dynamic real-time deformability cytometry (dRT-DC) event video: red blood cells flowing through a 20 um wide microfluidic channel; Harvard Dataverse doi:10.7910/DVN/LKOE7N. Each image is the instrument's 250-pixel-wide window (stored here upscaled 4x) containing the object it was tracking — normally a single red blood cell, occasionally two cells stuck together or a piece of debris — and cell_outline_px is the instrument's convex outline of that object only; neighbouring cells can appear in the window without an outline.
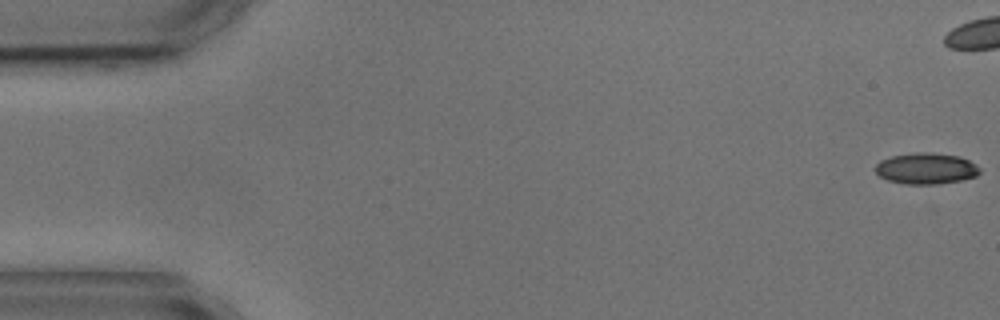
{"species": "common noctule bat (a hibernating species)", "species_latin": "Nyctalus noctula", "temperature_condition": "cold", "stored_images_in_passage": 6, "camera_frame_rate_fps": 3000, "um_per_image_px": 0.085, "animal": {"sex": "male", "body_mass_g": 17.9, "forearm_length_mm": 54.2}, "frame": {"image": 1, "passage_image": 1, "time_ms": 0.0, "image_size_px": [1000, 320], "cell_outline_px": [[980, 172], [976, 176], [960, 180], [936, 184], [904, 184], [888, 180], [880, 176], [872, 168], [880, 160], [892, 156], [916, 152], [932, 152], [960, 156], [976, 164], [980, 168]], "centroid_in_image_um": [78.7, 14.31], "position_along_channel_um": 6.3, "area_um2": 19.07}}
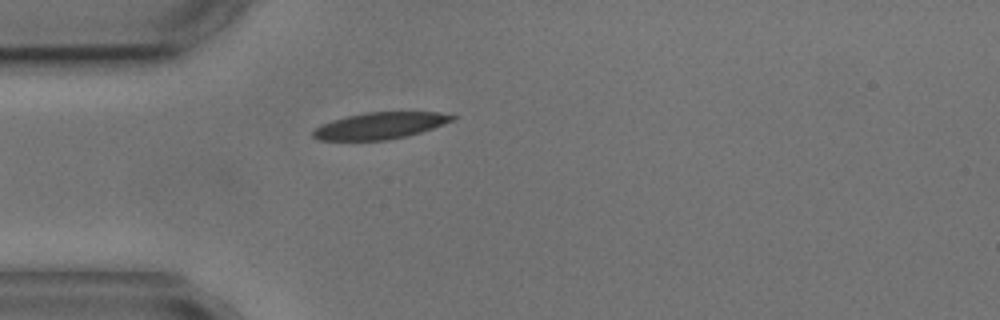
{"frame": {"image": 2, "passage_image": 6, "time_ms": 6.0, "image_size_px": [1000, 320], "cell_outline_px": [[456, 116], [452, 120], [432, 128], [420, 132], [388, 140], [320, 140], [312, 136], [312, 132], [316, 128], [332, 120], [364, 112], [436, 112]], "centroid_in_image_um": [32.27, 10.68], "position_along_channel_um": 52.7, "area_um2": 21.15}}